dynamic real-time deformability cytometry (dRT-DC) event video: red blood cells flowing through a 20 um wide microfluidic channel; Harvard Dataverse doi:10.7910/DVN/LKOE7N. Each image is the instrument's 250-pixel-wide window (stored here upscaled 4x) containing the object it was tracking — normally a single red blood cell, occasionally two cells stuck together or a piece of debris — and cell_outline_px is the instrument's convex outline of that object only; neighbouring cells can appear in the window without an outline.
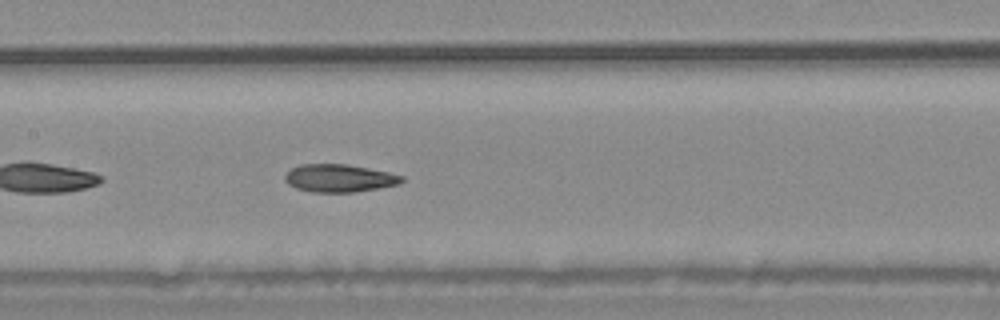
{"species": "common noctule bat (a hibernating species)", "species_latin": "Nyctalus noctula", "temperature_condition": "warm", "stored_images_in_passage": 34, "camera_frame_rate_fps": 3000, "um_per_image_px": 0.085, "animal": {"sex": "male", "body_mass_g": 20.4}, "frame": {"image": 1, "passage_image": 10, "time_ms": 3.0, "image_size_px": [1000, 320], "cell_outline_px": [[404, 180], [400, 184], [380, 188], [356, 192], [312, 192], [296, 188], [288, 184], [284, 180], [284, 176], [292, 168], [300, 164], [348, 164], [388, 172], [404, 176]], "centroid_in_image_um": [28.85, 15.15], "position_along_channel_um": 178.5, "area_um2": 19.02}, "authors_computed_cell_mechanics": {"area_um2": 19.1607, "velocity_mm_per_s": 3.726, "shape_relaxation_time_tau1_ms": null, "shape_relaxation_time_tau2_ms": 3.2763, "deformation_change_tau1": null, "deformation_change_tau2": 0.1143}}